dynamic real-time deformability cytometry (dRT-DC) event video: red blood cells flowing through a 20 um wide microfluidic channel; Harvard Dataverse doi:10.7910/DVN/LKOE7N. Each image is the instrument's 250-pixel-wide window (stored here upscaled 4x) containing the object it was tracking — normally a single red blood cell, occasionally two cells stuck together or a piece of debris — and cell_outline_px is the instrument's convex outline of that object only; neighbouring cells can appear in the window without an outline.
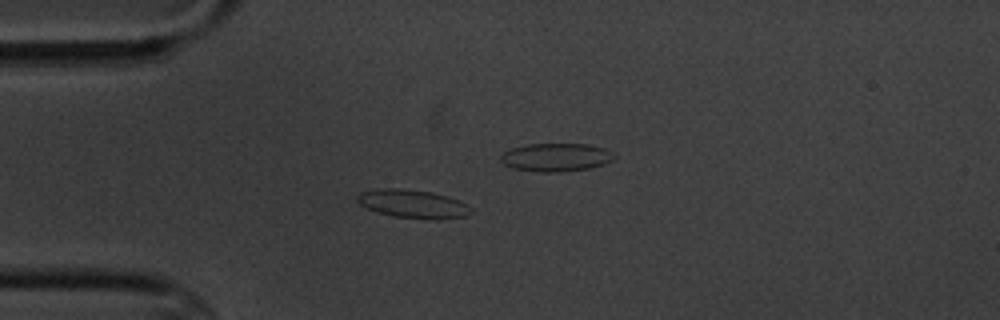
{"species": "common noctule bat (a hibernating species)", "species_latin": "Nyctalus noctula", "temperature_condition": "cold", "stored_images_in_passage": 5, "camera_frame_rate_fps": 3000, "um_per_image_px": 0.085, "animal": {"sex": "male", "body_mass_g": 20.1, "forearm_length_mm": 53.5}, "frame": {"image": 1, "passage_image": 4, "time_ms": 4.0, "image_size_px": [1000, 320], "cell_outline_px": [[472, 212], [468, 216], [440, 220], [436, 220], [396, 216], [376, 212], [360, 204], [356, 200], [356, 196], [360, 192], [376, 188], [396, 188], [432, 192], [448, 196], [460, 200], [472, 208]], "centroid_in_image_um": [35.13, 17.33], "position_along_channel_um": 49.9, "area_um2": 19.02}}